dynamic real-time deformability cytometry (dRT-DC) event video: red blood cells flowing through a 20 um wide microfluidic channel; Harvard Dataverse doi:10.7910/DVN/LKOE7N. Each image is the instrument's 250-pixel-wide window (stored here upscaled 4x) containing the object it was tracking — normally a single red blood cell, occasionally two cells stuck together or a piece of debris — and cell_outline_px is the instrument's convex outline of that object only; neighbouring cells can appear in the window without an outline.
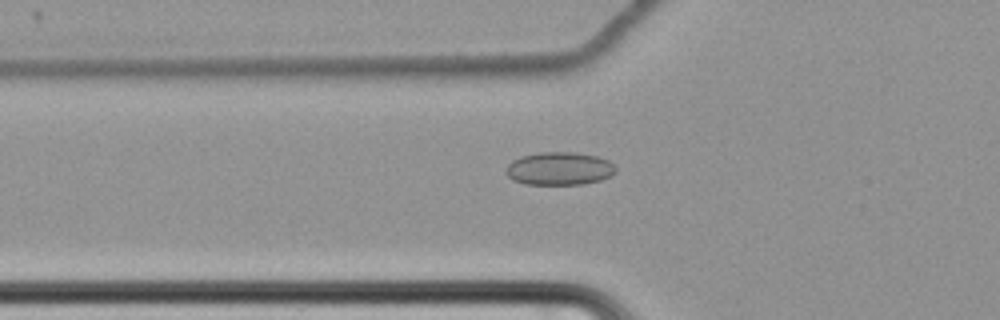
{"species": "common noctule bat (a hibernating species)", "species_latin": "Nyctalus noctula", "temperature_condition": "cold", "stored_images_in_passage": 63, "camera_frame_rate_fps": 3000, "um_per_image_px": 0.085, "animal": {"sex": "female", "body_mass_g": 22.7, "forearm_length_mm": 54.2}, "frame": {"image": 1, "passage_image": 25, "time_ms": 8.0, "image_size_px": [1000, 320], "cell_outline_px": [[616, 172], [612, 176], [600, 180], [584, 184], [524, 184], [512, 180], [504, 172], [504, 168], [512, 160], [520, 156], [540, 152], [576, 152], [596, 156], [608, 160], [616, 168]], "centroid_in_image_um": [47.51, 14.33], "position_along_channel_um": 78.3, "area_um2": 21.39}}
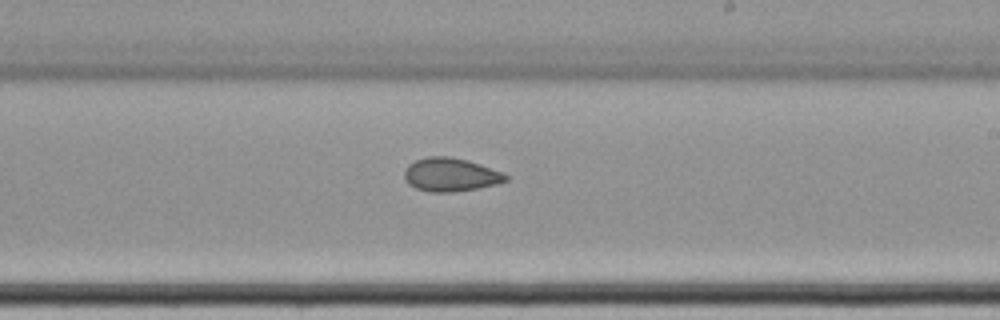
{"frame": {"image": 2, "passage_image": 40, "time_ms": 13.0, "image_size_px": [1000, 320], "cell_outline_px": [[508, 180], [496, 184], [476, 188], [452, 192], [432, 192], [416, 188], [408, 184], [404, 180], [404, 168], [408, 164], [416, 160], [428, 156], [448, 156], [468, 160], [504, 172], [508, 176]], "centroid_in_image_um": [38.28, 14.84], "position_along_channel_um": 250.7, "area_um2": 19.88}}
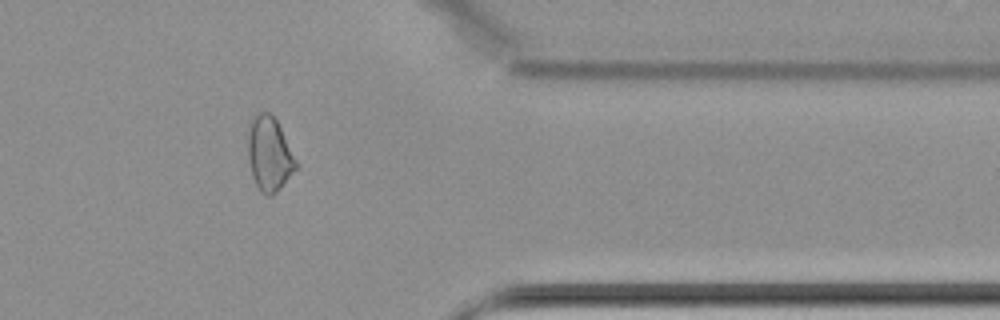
{"frame": {"image": 3, "passage_image": 53, "time_ms": 17.333, "image_size_px": [1000, 320], "cell_outline_px": [[300, 164], [276, 192], [272, 196], [268, 196], [256, 184], [252, 176], [248, 160], [248, 124], [252, 116], [260, 112], [268, 112], [276, 120]], "centroid_in_image_um": [22.89, 13.06], "position_along_channel_um": 388.5, "area_um2": 20.81}}